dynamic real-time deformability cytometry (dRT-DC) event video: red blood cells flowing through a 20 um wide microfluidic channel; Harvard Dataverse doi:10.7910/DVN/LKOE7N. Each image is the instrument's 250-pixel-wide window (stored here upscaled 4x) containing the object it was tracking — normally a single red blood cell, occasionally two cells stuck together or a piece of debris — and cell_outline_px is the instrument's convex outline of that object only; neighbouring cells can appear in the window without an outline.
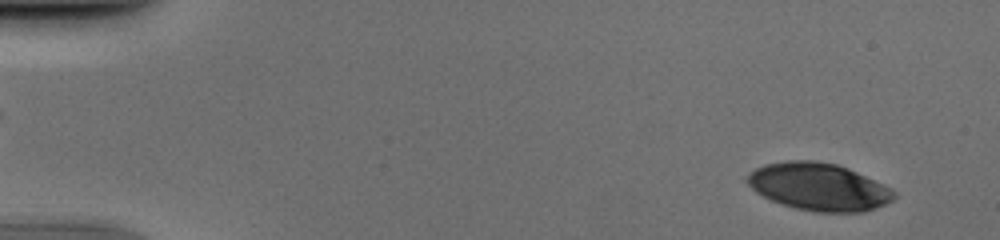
{"species": "human", "species_latin": "Homo sapiens", "temperature_condition": "cold", "stored_images_in_passage": 50, "camera_frame_rate_fps": 3000, "um_per_image_px": 0.085, "donor": {"sex": "male"}, "frame": {"image": 1, "passage_image": 2, "time_ms": 0.333, "image_size_px": [1000, 240], "cell_outline_px": [[896, 196], [892, 200], [876, 208], [864, 212], [816, 212], [796, 208], [772, 200], [756, 192], [744, 180], [756, 168], [764, 164], [788, 160], [816, 160], [836, 164], [848, 168], [884, 184], [892, 188], [896, 192]], "centroid_in_image_um": [69.62, 15.87], "position_along_channel_um": 15.4, "area_um2": 40.58}}
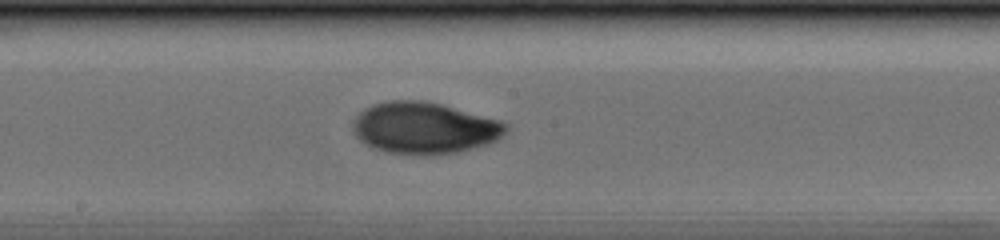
{"frame": {"image": 2, "passage_image": 27, "time_ms": 8.667, "image_size_px": [1000, 240], "cell_outline_px": [[508, 128], [496, 140], [488, 144], [456, 152], [432, 156], [420, 156], [388, 152], [372, 148], [360, 140], [352, 132], [352, 120], [364, 108], [372, 104], [388, 100], [424, 100], [440, 104], [500, 120], [508, 124]], "centroid_in_image_um": [36.02, 10.88], "position_along_channel_um": 212.2, "area_um2": 46.36}}
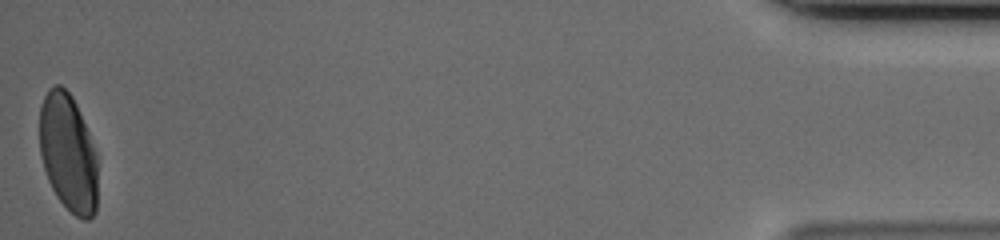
{"frame": {"image": 3, "passage_image": 50, "time_ms": 16.333, "image_size_px": [1000, 240], "cell_outline_px": [[96, 212], [88, 220], [84, 220], [76, 216], [56, 196], [48, 180], [40, 156], [40, 104], [48, 88], [56, 84], [60, 84], [72, 96], [76, 104], [88, 132], [96, 152]], "centroid_in_image_um": [5.77, 12.97], "position_along_channel_um": 429.4, "area_um2": 39.71}}